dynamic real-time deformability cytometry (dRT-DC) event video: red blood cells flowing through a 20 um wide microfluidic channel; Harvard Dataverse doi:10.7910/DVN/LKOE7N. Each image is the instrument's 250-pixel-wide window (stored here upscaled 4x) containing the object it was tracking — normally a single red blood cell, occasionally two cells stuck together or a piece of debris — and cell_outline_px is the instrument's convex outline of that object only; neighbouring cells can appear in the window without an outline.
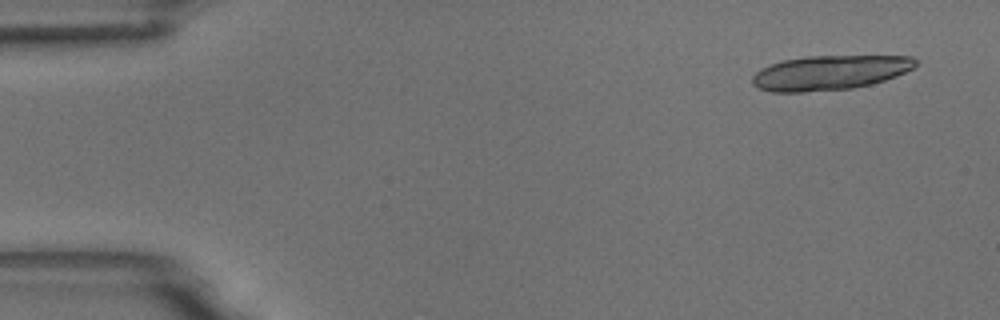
{"species": "common noctule bat (a hibernating species)", "species_latin": "Nyctalus noctula", "temperature_condition": "room temperature", "stored_images_in_passage": 18, "camera_frame_rate_fps": 3000, "um_per_image_px": 0.085, "animal": {"sex": "male", "body_mass_g": 18.8}, "frame": {"image": 1, "passage_image": 3, "time_ms": 0.667, "image_size_px": [1000, 320], "cell_outline_px": [[916, 64], [912, 68], [896, 76], [872, 84], [852, 88], [804, 92], [772, 92], [756, 88], [752, 84], [752, 76], [760, 68], [768, 64], [784, 60], [808, 56], [912, 56], [916, 60]], "centroid_in_image_um": [70.47, 6.18], "position_along_channel_um": 14.5, "area_um2": 32.95}}